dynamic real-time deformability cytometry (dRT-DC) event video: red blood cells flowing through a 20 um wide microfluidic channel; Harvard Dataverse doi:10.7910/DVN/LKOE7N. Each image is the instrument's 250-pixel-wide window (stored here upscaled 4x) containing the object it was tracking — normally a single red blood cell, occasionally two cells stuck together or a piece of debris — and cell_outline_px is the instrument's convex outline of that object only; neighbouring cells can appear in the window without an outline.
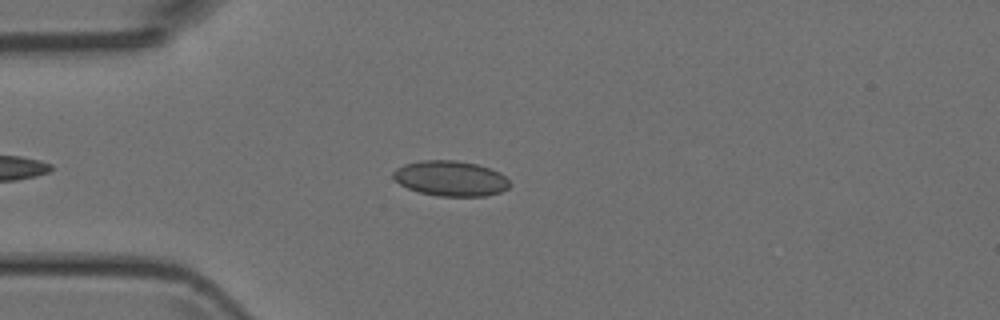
{"species": "Egyptian fruit bat (a non-hibernating species)", "species_latin": "Rousettus aegyptiacus", "temperature_condition": "room temperature", "stored_images_in_passage": 43, "camera_frame_rate_fps": 3000, "um_per_image_px": 0.085, "animal": {"sex": "female"}, "frame": {"image": 1, "passage_image": 8, "time_ms": 2.333, "image_size_px": [1000, 320], "cell_outline_px": [[512, 184], [508, 188], [500, 192], [484, 196], [436, 196], [420, 192], [408, 188], [400, 184], [392, 176], [392, 172], [396, 168], [404, 164], [420, 160], [456, 160], [476, 164], [500, 172]], "centroid_in_image_um": [38.29, 15.16], "position_along_channel_um": 46.7, "area_um2": 23.99}}
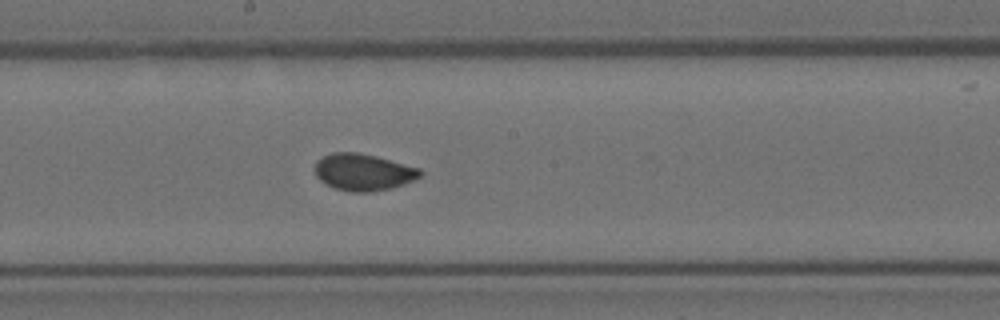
{"frame": {"image": 2, "passage_image": 22, "time_ms": 7.0, "image_size_px": [1000, 320], "cell_outline_px": [[424, 172], [420, 176], [404, 184], [388, 188], [368, 192], [352, 192], [336, 188], [320, 180], [316, 176], [316, 160], [332, 152], [356, 152], [376, 156], [420, 168]], "centroid_in_image_um": [30.89, 14.62], "position_along_channel_um": 217.3, "area_um2": 22.31}}
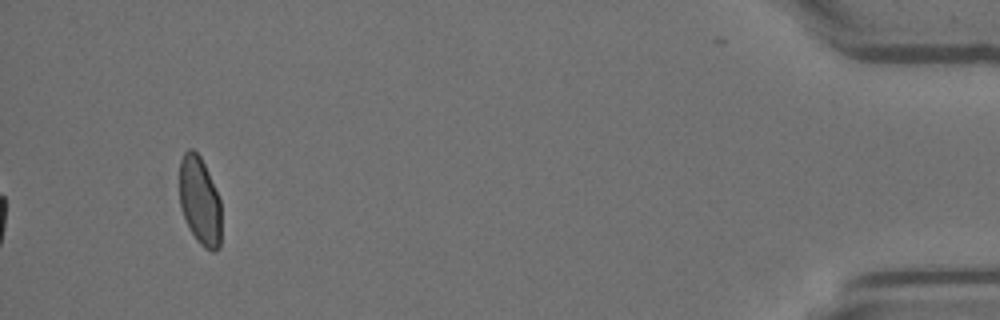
{"frame": {"image": 3, "passage_image": 43, "time_ms": 14.0, "image_size_px": [1000, 320], "cell_outline_px": [[220, 248], [216, 252], [212, 252], [204, 248], [196, 240], [184, 216], [180, 204], [180, 160], [184, 152], [188, 148], [192, 148], [200, 156], [208, 172], [220, 200]], "centroid_in_image_um": [16.98, 17.09], "position_along_channel_um": 418.2, "area_um2": 21.39}}